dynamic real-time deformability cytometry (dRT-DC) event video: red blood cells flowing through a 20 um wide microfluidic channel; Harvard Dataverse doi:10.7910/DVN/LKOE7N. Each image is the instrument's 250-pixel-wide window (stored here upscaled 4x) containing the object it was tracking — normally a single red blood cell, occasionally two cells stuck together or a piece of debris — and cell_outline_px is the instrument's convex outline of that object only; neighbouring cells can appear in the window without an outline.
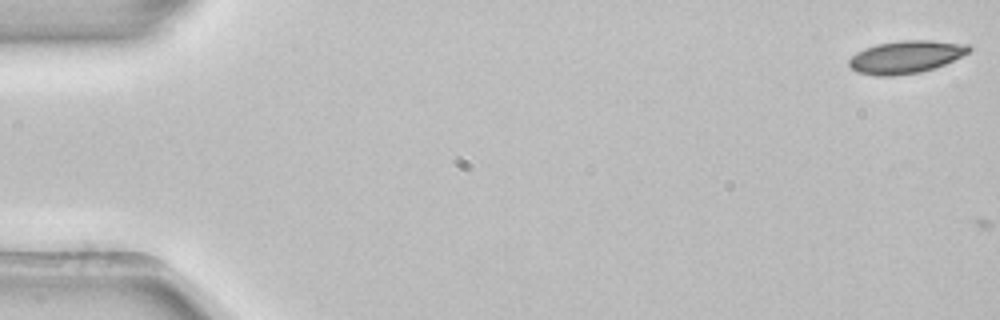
{"species": "common noctule bat (a hibernating species)", "species_latin": "Nyctalus noctula", "temperature_condition": "room temperature", "stored_images_in_passage": 4, "camera_frame_rate_fps": 3000, "um_per_image_px": 0.085, "animal": {"sex": "female", "body_mass_g": 22.7, "forearm_length_mm": 54.2}, "frame": {"image": 1, "passage_image": 1, "time_ms": 0.0, "image_size_px": [1000, 320], "cell_outline_px": [[972, 48], [968, 52], [936, 68], [920, 72], [896, 76], [876, 76], [856, 72], [848, 64], [848, 60], [856, 52], [864, 48], [876, 44], [900, 40], [928, 40], [968, 44]], "centroid_in_image_um": [76.95, 4.84], "position_along_channel_um": 8.0, "area_um2": 22.89}}